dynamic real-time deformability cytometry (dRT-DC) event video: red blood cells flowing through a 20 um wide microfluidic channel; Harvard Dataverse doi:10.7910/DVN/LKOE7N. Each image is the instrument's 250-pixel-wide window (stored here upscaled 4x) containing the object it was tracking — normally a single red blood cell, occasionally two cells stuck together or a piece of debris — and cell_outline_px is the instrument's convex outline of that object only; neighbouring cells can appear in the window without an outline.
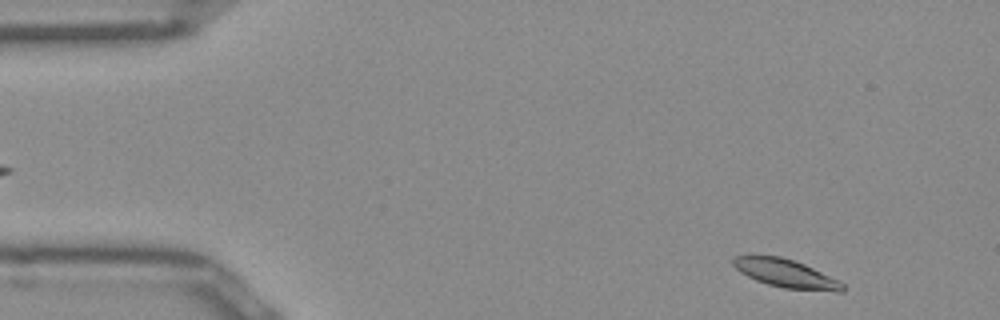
{"species": "Egyptian fruit bat (a non-hibernating species)", "species_latin": "Rousettus aegyptiacus", "temperature_condition": "room temperature", "stored_images_in_passage": 48, "camera_frame_rate_fps": 3000, "um_per_image_px": 0.085, "frame": {"image": 1, "passage_image": 2, "time_ms": 0.333, "image_size_px": [1000, 320], "cell_outline_px": [[844, 292], [836, 292], [784, 288], [768, 284], [756, 280], [740, 272], [732, 264], [732, 256], [752, 252], [780, 256], [804, 264], [840, 280], [844, 284]], "centroid_in_image_um": [66.74, 23.2], "position_along_channel_um": 18.3, "area_um2": 18.67}}
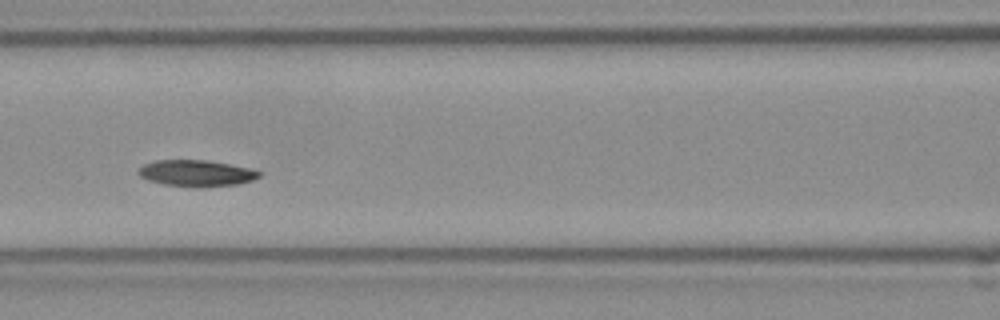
{"frame": {"image": 2, "passage_image": 19, "time_ms": 6.0, "image_size_px": [1000, 320], "cell_outline_px": [[260, 176], [252, 180], [240, 184], [204, 188], [164, 184], [148, 180], [140, 176], [136, 172], [144, 164], [156, 160], [208, 160], [248, 168], [260, 172]], "centroid_in_image_um": [16.68, 14.73], "position_along_channel_um": 149.9, "area_um2": 18.55}}
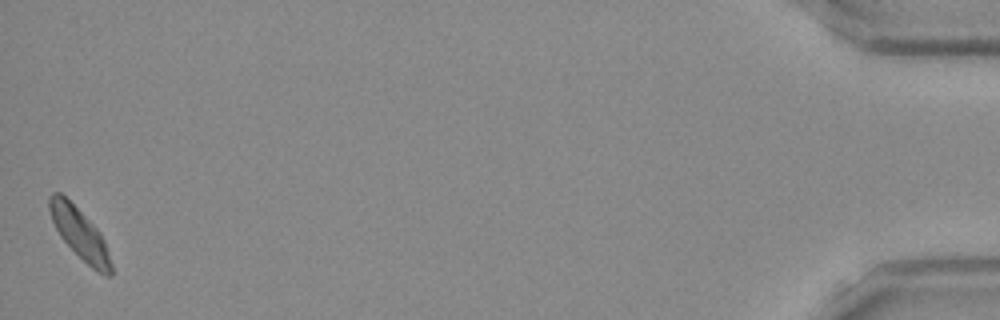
{"frame": {"image": 3, "passage_image": 48, "time_ms": 15.667, "image_size_px": [1000, 320], "cell_outline_px": [[112, 276], [104, 276], [96, 272], [60, 236], [52, 220], [48, 208], [48, 196], [52, 192], [60, 192], [100, 232], [104, 240], [112, 264]], "centroid_in_image_um": [6.78, 19.87], "position_along_channel_um": 428.4, "area_um2": 17.86}, "authors_computed_cell_mechanics": {"area_um2": 18.3515, "velocity_mm_per_s": 3.8994, "shape_relaxation_time_tau1_ms": 3.6694, "shape_relaxation_time_tau2_ms": null, "deformation_change_tau1": 0.1032, "deformation_change_tau2": null}}